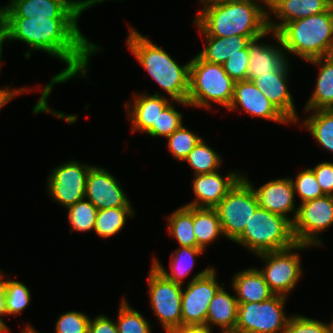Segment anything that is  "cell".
Segmentation results:
<instances>
[{
  "label": "cell",
  "instance_id": "1",
  "mask_svg": "<svg viewBox=\"0 0 333 333\" xmlns=\"http://www.w3.org/2000/svg\"><path fill=\"white\" fill-rule=\"evenodd\" d=\"M79 19H51L36 15L31 18H0V56L5 40L25 42L34 51H44L53 58H58L67 66L53 76L33 107V114L49 112L67 123L73 124L77 116L65 115L51 110L47 104L55 84L64 83L77 75L86 77L91 55L99 46L90 42L79 29Z\"/></svg>",
  "mask_w": 333,
  "mask_h": 333
},
{
  "label": "cell",
  "instance_id": "2",
  "mask_svg": "<svg viewBox=\"0 0 333 333\" xmlns=\"http://www.w3.org/2000/svg\"><path fill=\"white\" fill-rule=\"evenodd\" d=\"M203 9L193 23L204 36H246L250 40L264 35L268 29L265 5L254 2H201Z\"/></svg>",
  "mask_w": 333,
  "mask_h": 333
},
{
  "label": "cell",
  "instance_id": "3",
  "mask_svg": "<svg viewBox=\"0 0 333 333\" xmlns=\"http://www.w3.org/2000/svg\"><path fill=\"white\" fill-rule=\"evenodd\" d=\"M126 44L138 62L162 89L175 101L184 106L187 103L190 78V61L179 65L163 48L129 27Z\"/></svg>",
  "mask_w": 333,
  "mask_h": 333
},
{
  "label": "cell",
  "instance_id": "4",
  "mask_svg": "<svg viewBox=\"0 0 333 333\" xmlns=\"http://www.w3.org/2000/svg\"><path fill=\"white\" fill-rule=\"evenodd\" d=\"M277 35L285 52L305 61L333 55V5L320 14L286 23Z\"/></svg>",
  "mask_w": 333,
  "mask_h": 333
},
{
  "label": "cell",
  "instance_id": "5",
  "mask_svg": "<svg viewBox=\"0 0 333 333\" xmlns=\"http://www.w3.org/2000/svg\"><path fill=\"white\" fill-rule=\"evenodd\" d=\"M234 84L223 65L207 62L197 54L190 60L187 103L209 109L211 102H216L228 109L233 100Z\"/></svg>",
  "mask_w": 333,
  "mask_h": 333
},
{
  "label": "cell",
  "instance_id": "6",
  "mask_svg": "<svg viewBox=\"0 0 333 333\" xmlns=\"http://www.w3.org/2000/svg\"><path fill=\"white\" fill-rule=\"evenodd\" d=\"M255 255L293 246L292 222L279 214L258 207L245 230L233 241Z\"/></svg>",
  "mask_w": 333,
  "mask_h": 333
},
{
  "label": "cell",
  "instance_id": "7",
  "mask_svg": "<svg viewBox=\"0 0 333 333\" xmlns=\"http://www.w3.org/2000/svg\"><path fill=\"white\" fill-rule=\"evenodd\" d=\"M243 177L215 207L224 236L232 242L245 230L259 207L253 187Z\"/></svg>",
  "mask_w": 333,
  "mask_h": 333
},
{
  "label": "cell",
  "instance_id": "8",
  "mask_svg": "<svg viewBox=\"0 0 333 333\" xmlns=\"http://www.w3.org/2000/svg\"><path fill=\"white\" fill-rule=\"evenodd\" d=\"M286 298L274 295L263 302L238 303L234 333H283L290 319L284 315Z\"/></svg>",
  "mask_w": 333,
  "mask_h": 333
},
{
  "label": "cell",
  "instance_id": "9",
  "mask_svg": "<svg viewBox=\"0 0 333 333\" xmlns=\"http://www.w3.org/2000/svg\"><path fill=\"white\" fill-rule=\"evenodd\" d=\"M309 245L295 243L293 246L258 254L265 262L259 271L275 295H287L293 290L302 276L301 259L297 250H304ZM295 250V252H293Z\"/></svg>",
  "mask_w": 333,
  "mask_h": 333
},
{
  "label": "cell",
  "instance_id": "10",
  "mask_svg": "<svg viewBox=\"0 0 333 333\" xmlns=\"http://www.w3.org/2000/svg\"><path fill=\"white\" fill-rule=\"evenodd\" d=\"M104 1L108 0H10L0 7V18L79 19L84 10Z\"/></svg>",
  "mask_w": 333,
  "mask_h": 333
},
{
  "label": "cell",
  "instance_id": "11",
  "mask_svg": "<svg viewBox=\"0 0 333 333\" xmlns=\"http://www.w3.org/2000/svg\"><path fill=\"white\" fill-rule=\"evenodd\" d=\"M151 307L166 333L181 326L183 286L165 278L153 265L148 275Z\"/></svg>",
  "mask_w": 333,
  "mask_h": 333
},
{
  "label": "cell",
  "instance_id": "12",
  "mask_svg": "<svg viewBox=\"0 0 333 333\" xmlns=\"http://www.w3.org/2000/svg\"><path fill=\"white\" fill-rule=\"evenodd\" d=\"M215 271V268L207 267L196 273L182 290L181 325H206L209 304L222 287Z\"/></svg>",
  "mask_w": 333,
  "mask_h": 333
},
{
  "label": "cell",
  "instance_id": "13",
  "mask_svg": "<svg viewBox=\"0 0 333 333\" xmlns=\"http://www.w3.org/2000/svg\"><path fill=\"white\" fill-rule=\"evenodd\" d=\"M297 208L296 217L292 222L296 243L321 246L319 233L333 224V196L325 195L309 200L300 203Z\"/></svg>",
  "mask_w": 333,
  "mask_h": 333
},
{
  "label": "cell",
  "instance_id": "14",
  "mask_svg": "<svg viewBox=\"0 0 333 333\" xmlns=\"http://www.w3.org/2000/svg\"><path fill=\"white\" fill-rule=\"evenodd\" d=\"M91 166L83 165L76 160L57 166L48 177V194L65 208L83 200Z\"/></svg>",
  "mask_w": 333,
  "mask_h": 333
},
{
  "label": "cell",
  "instance_id": "15",
  "mask_svg": "<svg viewBox=\"0 0 333 333\" xmlns=\"http://www.w3.org/2000/svg\"><path fill=\"white\" fill-rule=\"evenodd\" d=\"M127 197L114 175L102 167L91 166L86 181L85 199L87 198L98 210H103L131 207Z\"/></svg>",
  "mask_w": 333,
  "mask_h": 333
},
{
  "label": "cell",
  "instance_id": "16",
  "mask_svg": "<svg viewBox=\"0 0 333 333\" xmlns=\"http://www.w3.org/2000/svg\"><path fill=\"white\" fill-rule=\"evenodd\" d=\"M238 104L251 116L261 117L278 123H291L250 80L235 82L233 100L228 109L235 111L239 107Z\"/></svg>",
  "mask_w": 333,
  "mask_h": 333
},
{
  "label": "cell",
  "instance_id": "17",
  "mask_svg": "<svg viewBox=\"0 0 333 333\" xmlns=\"http://www.w3.org/2000/svg\"><path fill=\"white\" fill-rule=\"evenodd\" d=\"M194 177L192 189L196 197L195 200L185 205L197 208H215L243 175L238 171H233L223 178L215 171L194 175Z\"/></svg>",
  "mask_w": 333,
  "mask_h": 333
},
{
  "label": "cell",
  "instance_id": "18",
  "mask_svg": "<svg viewBox=\"0 0 333 333\" xmlns=\"http://www.w3.org/2000/svg\"><path fill=\"white\" fill-rule=\"evenodd\" d=\"M272 33L275 42L280 47L271 46L268 43L262 44V40L267 34ZM283 48L282 42L276 32L268 30L264 35L251 40L248 43L249 63L247 71V80L252 81L260 75H271L277 72L287 61V54Z\"/></svg>",
  "mask_w": 333,
  "mask_h": 333
},
{
  "label": "cell",
  "instance_id": "19",
  "mask_svg": "<svg viewBox=\"0 0 333 333\" xmlns=\"http://www.w3.org/2000/svg\"><path fill=\"white\" fill-rule=\"evenodd\" d=\"M244 179L253 187L259 207L294 221L298 208L295 207V191L291 178L271 180L257 189L246 177ZM290 212L294 214L293 219L287 217Z\"/></svg>",
  "mask_w": 333,
  "mask_h": 333
},
{
  "label": "cell",
  "instance_id": "20",
  "mask_svg": "<svg viewBox=\"0 0 333 333\" xmlns=\"http://www.w3.org/2000/svg\"><path fill=\"white\" fill-rule=\"evenodd\" d=\"M288 61L271 75H260L252 80L258 89L291 121L298 124L296 107L287 87Z\"/></svg>",
  "mask_w": 333,
  "mask_h": 333
},
{
  "label": "cell",
  "instance_id": "21",
  "mask_svg": "<svg viewBox=\"0 0 333 333\" xmlns=\"http://www.w3.org/2000/svg\"><path fill=\"white\" fill-rule=\"evenodd\" d=\"M135 100L130 105L125 103L128 119L132 124L131 132L146 133L152 126H157L159 113L172 101L160 94H134Z\"/></svg>",
  "mask_w": 333,
  "mask_h": 333
},
{
  "label": "cell",
  "instance_id": "22",
  "mask_svg": "<svg viewBox=\"0 0 333 333\" xmlns=\"http://www.w3.org/2000/svg\"><path fill=\"white\" fill-rule=\"evenodd\" d=\"M332 5V0H280L268 12V29L277 33L286 23L320 14ZM270 13L275 14L280 23L272 21Z\"/></svg>",
  "mask_w": 333,
  "mask_h": 333
},
{
  "label": "cell",
  "instance_id": "23",
  "mask_svg": "<svg viewBox=\"0 0 333 333\" xmlns=\"http://www.w3.org/2000/svg\"><path fill=\"white\" fill-rule=\"evenodd\" d=\"M232 280L238 303L263 302L275 295L258 268L252 267L240 271Z\"/></svg>",
  "mask_w": 333,
  "mask_h": 333
},
{
  "label": "cell",
  "instance_id": "24",
  "mask_svg": "<svg viewBox=\"0 0 333 333\" xmlns=\"http://www.w3.org/2000/svg\"><path fill=\"white\" fill-rule=\"evenodd\" d=\"M223 286L224 283L209 304L206 325L222 328L221 333H234L239 304L235 295H230Z\"/></svg>",
  "mask_w": 333,
  "mask_h": 333
},
{
  "label": "cell",
  "instance_id": "25",
  "mask_svg": "<svg viewBox=\"0 0 333 333\" xmlns=\"http://www.w3.org/2000/svg\"><path fill=\"white\" fill-rule=\"evenodd\" d=\"M321 66L313 94L305 105V110L333 109V55L309 60Z\"/></svg>",
  "mask_w": 333,
  "mask_h": 333
},
{
  "label": "cell",
  "instance_id": "26",
  "mask_svg": "<svg viewBox=\"0 0 333 333\" xmlns=\"http://www.w3.org/2000/svg\"><path fill=\"white\" fill-rule=\"evenodd\" d=\"M206 46L198 55L205 61L223 65L234 54L240 53L251 41L246 36L234 35L231 37L204 36Z\"/></svg>",
  "mask_w": 333,
  "mask_h": 333
},
{
  "label": "cell",
  "instance_id": "27",
  "mask_svg": "<svg viewBox=\"0 0 333 333\" xmlns=\"http://www.w3.org/2000/svg\"><path fill=\"white\" fill-rule=\"evenodd\" d=\"M193 227L196 236V248L205 250L208 244L214 242L223 234L219 215L215 208L193 207Z\"/></svg>",
  "mask_w": 333,
  "mask_h": 333
},
{
  "label": "cell",
  "instance_id": "28",
  "mask_svg": "<svg viewBox=\"0 0 333 333\" xmlns=\"http://www.w3.org/2000/svg\"><path fill=\"white\" fill-rule=\"evenodd\" d=\"M201 248H191V247H180L176 249L171 255L170 268L171 273L162 266V264L153 258V266L167 279L173 281L174 283L183 286V280L194 266V261L196 256H200L203 253Z\"/></svg>",
  "mask_w": 333,
  "mask_h": 333
},
{
  "label": "cell",
  "instance_id": "29",
  "mask_svg": "<svg viewBox=\"0 0 333 333\" xmlns=\"http://www.w3.org/2000/svg\"><path fill=\"white\" fill-rule=\"evenodd\" d=\"M168 231L178 241L180 247L196 248L193 227V207L181 206L167 217Z\"/></svg>",
  "mask_w": 333,
  "mask_h": 333
},
{
  "label": "cell",
  "instance_id": "30",
  "mask_svg": "<svg viewBox=\"0 0 333 333\" xmlns=\"http://www.w3.org/2000/svg\"><path fill=\"white\" fill-rule=\"evenodd\" d=\"M312 114L304 119L306 127L319 145L333 153V109L305 110Z\"/></svg>",
  "mask_w": 333,
  "mask_h": 333
},
{
  "label": "cell",
  "instance_id": "31",
  "mask_svg": "<svg viewBox=\"0 0 333 333\" xmlns=\"http://www.w3.org/2000/svg\"><path fill=\"white\" fill-rule=\"evenodd\" d=\"M132 207H116L98 210L94 231L102 238L111 237L122 230L127 217H134Z\"/></svg>",
  "mask_w": 333,
  "mask_h": 333
},
{
  "label": "cell",
  "instance_id": "32",
  "mask_svg": "<svg viewBox=\"0 0 333 333\" xmlns=\"http://www.w3.org/2000/svg\"><path fill=\"white\" fill-rule=\"evenodd\" d=\"M221 159L218 152L209 147L203 138L183 160L194 169V175L207 174L219 170Z\"/></svg>",
  "mask_w": 333,
  "mask_h": 333
},
{
  "label": "cell",
  "instance_id": "33",
  "mask_svg": "<svg viewBox=\"0 0 333 333\" xmlns=\"http://www.w3.org/2000/svg\"><path fill=\"white\" fill-rule=\"evenodd\" d=\"M123 298L116 325L119 333H152L150 323Z\"/></svg>",
  "mask_w": 333,
  "mask_h": 333
},
{
  "label": "cell",
  "instance_id": "34",
  "mask_svg": "<svg viewBox=\"0 0 333 333\" xmlns=\"http://www.w3.org/2000/svg\"><path fill=\"white\" fill-rule=\"evenodd\" d=\"M84 198L75 205L68 207V222L70 231L87 232L94 230L98 209Z\"/></svg>",
  "mask_w": 333,
  "mask_h": 333
},
{
  "label": "cell",
  "instance_id": "35",
  "mask_svg": "<svg viewBox=\"0 0 333 333\" xmlns=\"http://www.w3.org/2000/svg\"><path fill=\"white\" fill-rule=\"evenodd\" d=\"M6 315H18L26 309L31 301V292L22 282L5 279Z\"/></svg>",
  "mask_w": 333,
  "mask_h": 333
},
{
  "label": "cell",
  "instance_id": "36",
  "mask_svg": "<svg viewBox=\"0 0 333 333\" xmlns=\"http://www.w3.org/2000/svg\"><path fill=\"white\" fill-rule=\"evenodd\" d=\"M202 139L183 125L167 137L168 149L177 160L183 161Z\"/></svg>",
  "mask_w": 333,
  "mask_h": 333
},
{
  "label": "cell",
  "instance_id": "37",
  "mask_svg": "<svg viewBox=\"0 0 333 333\" xmlns=\"http://www.w3.org/2000/svg\"><path fill=\"white\" fill-rule=\"evenodd\" d=\"M183 115L170 102L158 115L157 126H152L146 133L152 137H169L183 125Z\"/></svg>",
  "mask_w": 333,
  "mask_h": 333
},
{
  "label": "cell",
  "instance_id": "38",
  "mask_svg": "<svg viewBox=\"0 0 333 333\" xmlns=\"http://www.w3.org/2000/svg\"><path fill=\"white\" fill-rule=\"evenodd\" d=\"M291 180L301 203L325 196L311 168L304 169L296 175L295 179L291 178Z\"/></svg>",
  "mask_w": 333,
  "mask_h": 333
},
{
  "label": "cell",
  "instance_id": "39",
  "mask_svg": "<svg viewBox=\"0 0 333 333\" xmlns=\"http://www.w3.org/2000/svg\"><path fill=\"white\" fill-rule=\"evenodd\" d=\"M89 321L84 312L68 311L56 321V333H88Z\"/></svg>",
  "mask_w": 333,
  "mask_h": 333
},
{
  "label": "cell",
  "instance_id": "40",
  "mask_svg": "<svg viewBox=\"0 0 333 333\" xmlns=\"http://www.w3.org/2000/svg\"><path fill=\"white\" fill-rule=\"evenodd\" d=\"M283 333H331V323L326 324L304 315H292Z\"/></svg>",
  "mask_w": 333,
  "mask_h": 333
},
{
  "label": "cell",
  "instance_id": "41",
  "mask_svg": "<svg viewBox=\"0 0 333 333\" xmlns=\"http://www.w3.org/2000/svg\"><path fill=\"white\" fill-rule=\"evenodd\" d=\"M249 63L248 46L240 53L230 56L223 64L226 73L235 81L247 80Z\"/></svg>",
  "mask_w": 333,
  "mask_h": 333
},
{
  "label": "cell",
  "instance_id": "42",
  "mask_svg": "<svg viewBox=\"0 0 333 333\" xmlns=\"http://www.w3.org/2000/svg\"><path fill=\"white\" fill-rule=\"evenodd\" d=\"M325 195L333 196V163L322 162L311 168Z\"/></svg>",
  "mask_w": 333,
  "mask_h": 333
},
{
  "label": "cell",
  "instance_id": "43",
  "mask_svg": "<svg viewBox=\"0 0 333 333\" xmlns=\"http://www.w3.org/2000/svg\"><path fill=\"white\" fill-rule=\"evenodd\" d=\"M88 333H119L116 325L111 318L106 315H98L94 319L90 318Z\"/></svg>",
  "mask_w": 333,
  "mask_h": 333
},
{
  "label": "cell",
  "instance_id": "44",
  "mask_svg": "<svg viewBox=\"0 0 333 333\" xmlns=\"http://www.w3.org/2000/svg\"><path fill=\"white\" fill-rule=\"evenodd\" d=\"M26 91H27L26 87L25 89H13V90H10V87L8 86L4 87L3 89L0 88V110L2 107L6 105V103L11 101L13 97L20 95L21 93H25Z\"/></svg>",
  "mask_w": 333,
  "mask_h": 333
},
{
  "label": "cell",
  "instance_id": "45",
  "mask_svg": "<svg viewBox=\"0 0 333 333\" xmlns=\"http://www.w3.org/2000/svg\"><path fill=\"white\" fill-rule=\"evenodd\" d=\"M211 328L208 325H181L172 333H212Z\"/></svg>",
  "mask_w": 333,
  "mask_h": 333
},
{
  "label": "cell",
  "instance_id": "46",
  "mask_svg": "<svg viewBox=\"0 0 333 333\" xmlns=\"http://www.w3.org/2000/svg\"><path fill=\"white\" fill-rule=\"evenodd\" d=\"M4 276L0 271V317L6 316Z\"/></svg>",
  "mask_w": 333,
  "mask_h": 333
},
{
  "label": "cell",
  "instance_id": "47",
  "mask_svg": "<svg viewBox=\"0 0 333 333\" xmlns=\"http://www.w3.org/2000/svg\"><path fill=\"white\" fill-rule=\"evenodd\" d=\"M200 2H214V3H232V2H254V3H262V5H266L267 0H199ZM262 1V2H260Z\"/></svg>",
  "mask_w": 333,
  "mask_h": 333
},
{
  "label": "cell",
  "instance_id": "48",
  "mask_svg": "<svg viewBox=\"0 0 333 333\" xmlns=\"http://www.w3.org/2000/svg\"><path fill=\"white\" fill-rule=\"evenodd\" d=\"M9 331L8 326L6 325L5 321L0 317V333H7Z\"/></svg>",
  "mask_w": 333,
  "mask_h": 333
},
{
  "label": "cell",
  "instance_id": "49",
  "mask_svg": "<svg viewBox=\"0 0 333 333\" xmlns=\"http://www.w3.org/2000/svg\"><path fill=\"white\" fill-rule=\"evenodd\" d=\"M280 0H267L266 7L269 11L279 2Z\"/></svg>",
  "mask_w": 333,
  "mask_h": 333
},
{
  "label": "cell",
  "instance_id": "50",
  "mask_svg": "<svg viewBox=\"0 0 333 333\" xmlns=\"http://www.w3.org/2000/svg\"><path fill=\"white\" fill-rule=\"evenodd\" d=\"M22 333H39L38 331H36L34 328H32V326H30L29 324L26 325L25 329L22 331Z\"/></svg>",
  "mask_w": 333,
  "mask_h": 333
},
{
  "label": "cell",
  "instance_id": "51",
  "mask_svg": "<svg viewBox=\"0 0 333 333\" xmlns=\"http://www.w3.org/2000/svg\"><path fill=\"white\" fill-rule=\"evenodd\" d=\"M331 333H333V319L331 321Z\"/></svg>",
  "mask_w": 333,
  "mask_h": 333
}]
</instances>
